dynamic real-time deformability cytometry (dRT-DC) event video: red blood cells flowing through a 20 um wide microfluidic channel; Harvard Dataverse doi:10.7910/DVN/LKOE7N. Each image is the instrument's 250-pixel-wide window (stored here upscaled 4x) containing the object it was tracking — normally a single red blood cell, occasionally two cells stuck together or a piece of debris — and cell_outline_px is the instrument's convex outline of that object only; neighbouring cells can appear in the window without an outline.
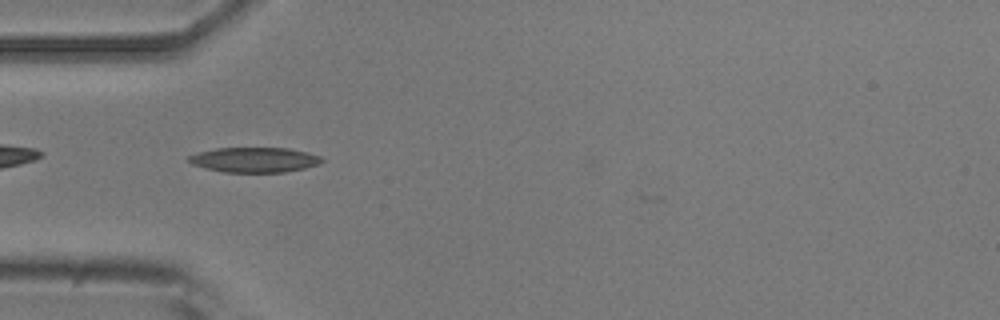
{"species": "common noctule bat (a hibernating species)", "species_latin": "Nyctalus noctula", "temperature_condition": "room temperature", "stored_images_in_passage": 5, "camera_frame_rate_fps": 3000, "um_per_image_px": 0.085, "animal": {"sex": "male", "body_mass_g": 20.5, "forearm_length_mm": 52.5}, "frame": {"image": 1, "passage_image": 4, "time_ms": 3.667, "image_size_px": [1000, 320], "cell_outline_px": [[324, 160], [320, 164], [304, 168], [284, 172], [224, 172], [204, 168], [192, 164], [188, 160], [188, 156], [196, 152], [216, 148], [288, 148], [308, 152], [320, 156]], "centroid_in_image_um": [21.62, 13.58], "position_along_channel_um": 63.4, "area_um2": 19.48}}
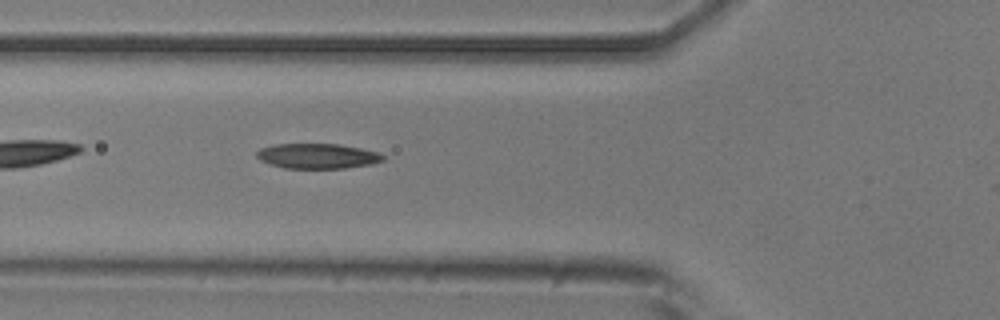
{"frame": {"image": 2, "passage_image": 5, "time_ms": 4.667, "image_size_px": [1000, 320], "cell_outline_px": [[384, 160], [372, 164], [344, 168], [284, 168], [260, 160], [256, 156], [256, 152], [260, 148], [276, 144], [340, 144], [360, 148], [376, 152], [384, 156]], "centroid_in_image_um": [26.97, 13.26], "position_along_channel_um": 98.8, "area_um2": 18.32}}